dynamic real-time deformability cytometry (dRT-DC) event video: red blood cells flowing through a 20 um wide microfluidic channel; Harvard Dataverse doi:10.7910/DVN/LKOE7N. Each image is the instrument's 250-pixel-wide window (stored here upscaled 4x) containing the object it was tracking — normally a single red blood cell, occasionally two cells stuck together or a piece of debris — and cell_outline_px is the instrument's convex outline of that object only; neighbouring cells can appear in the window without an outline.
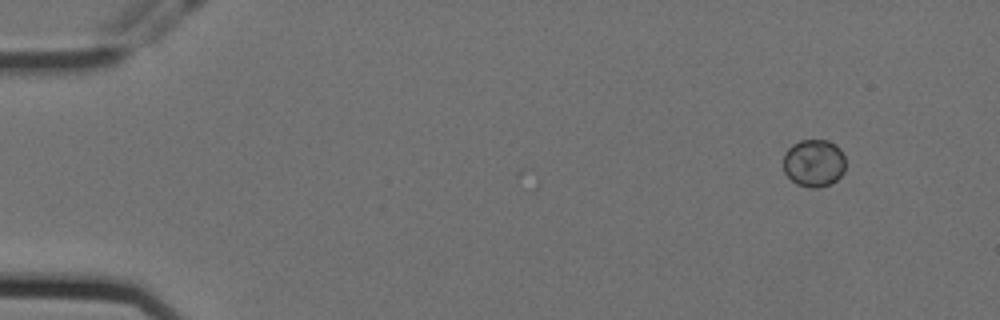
{"species": "Egyptian fruit bat (a non-hibernating species)", "species_latin": "Rousettus aegyptiacus", "temperature_condition": "cold", "stored_images_in_passage": 9, "camera_frame_rate_fps": 3000, "um_per_image_px": 0.085, "animal": {"sex": "female"}, "frame": {"image": 1, "passage_image": 9, "time_ms": 2.667, "image_size_px": [1000, 320], "cell_outline_px": [[844, 172], [836, 180], [828, 184], [816, 188], [812, 188], [796, 184], [784, 172], [784, 152], [792, 144], [800, 140], [828, 140], [836, 144], [840, 148], [844, 156]], "centroid_in_image_um": [69.17, 13.84], "position_along_channel_um": 15.8, "area_um2": 17.28}}